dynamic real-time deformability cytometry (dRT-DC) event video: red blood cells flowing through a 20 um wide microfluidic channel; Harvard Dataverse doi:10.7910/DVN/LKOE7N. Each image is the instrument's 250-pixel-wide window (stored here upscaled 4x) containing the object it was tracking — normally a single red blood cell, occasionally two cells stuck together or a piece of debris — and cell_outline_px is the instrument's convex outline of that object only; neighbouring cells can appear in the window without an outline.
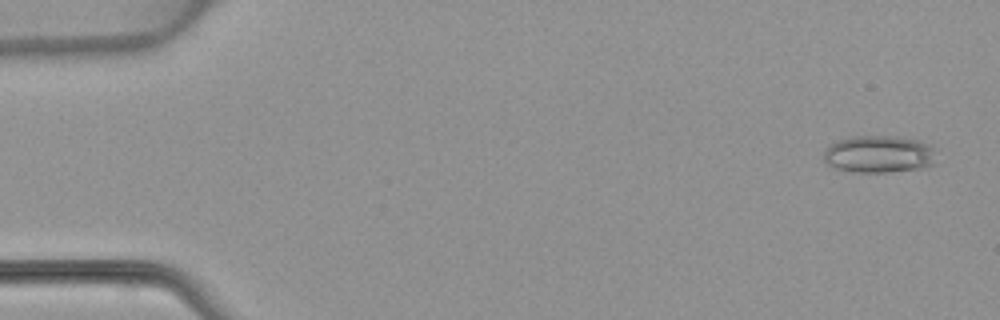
{"species": "common noctule bat (a hibernating species)", "species_latin": "Nyctalus noctula", "temperature_condition": "warm", "stored_images_in_passage": 5, "camera_frame_rate_fps": 3000, "um_per_image_px": 0.085, "animal": {"sex": "female", "body_mass_g": 22.7, "forearm_length_mm": 54.2}, "frame": {"image": 1, "passage_image": 1, "time_ms": 0.0, "image_size_px": [1000, 320], "cell_outline_px": [[936, 164], [924, 168], [888, 172], [852, 172], [836, 168], [828, 164], [824, 160], [824, 152], [828, 144], [852, 136], [896, 136], [920, 140], [928, 144], [932, 148]], "centroid_in_image_um": [74.71, 13.11], "position_along_channel_um": 10.3, "area_um2": 24.62}}
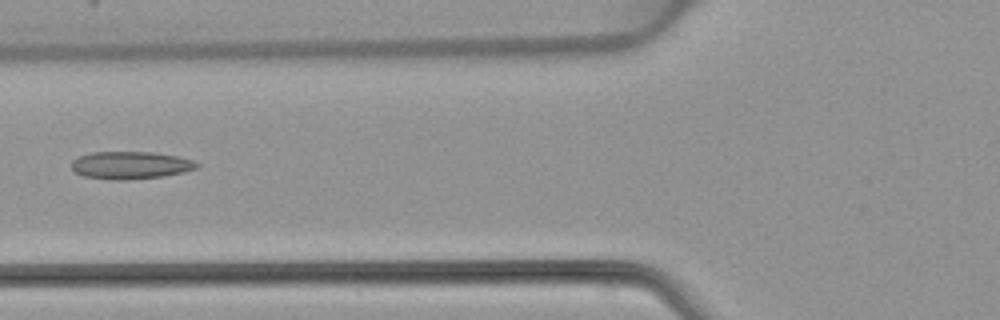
{"frame": {"image": 2, "passage_image": 5, "time_ms": 5.667, "image_size_px": [1000, 320], "cell_outline_px": [[200, 164], [196, 168], [184, 172], [164, 176], [128, 180], [112, 180], [84, 176], [76, 172], [72, 168], [72, 160], [80, 156], [92, 152], [152, 152], [180, 156], [192, 160]], "centroid_in_image_um": [11.12, 14.04], "position_along_channel_um": 114.7, "area_um2": 20.17}}